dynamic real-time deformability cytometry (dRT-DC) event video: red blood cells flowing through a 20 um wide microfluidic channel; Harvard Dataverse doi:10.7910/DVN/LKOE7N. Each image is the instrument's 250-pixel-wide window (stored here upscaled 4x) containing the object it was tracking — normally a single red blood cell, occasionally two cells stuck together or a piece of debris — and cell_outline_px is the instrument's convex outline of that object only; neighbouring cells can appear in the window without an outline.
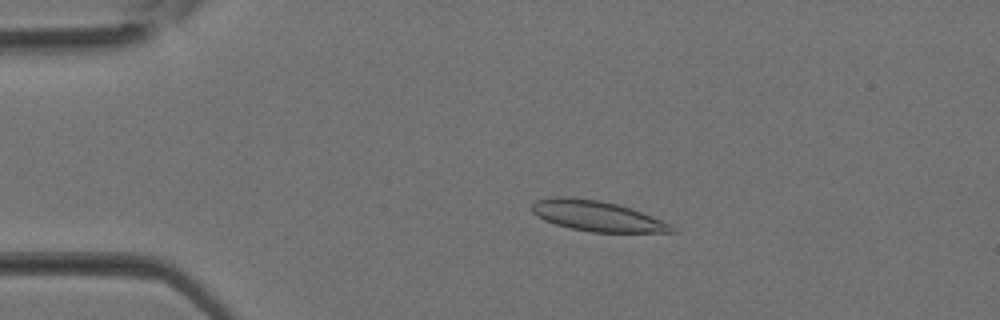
{"species": "Egyptian fruit bat (a non-hibernating species)", "species_latin": "Rousettus aegyptiacus", "temperature_condition": "room temperature", "stored_images_in_passage": 33, "camera_frame_rate_fps": 3000, "um_per_image_px": 0.085, "animal": {"sex": "female"}, "frame": {"image": 1, "passage_image": 7, "time_ms": 2.0, "image_size_px": [1000, 320], "cell_outline_px": [[676, 232], [592, 232], [572, 228], [556, 224], [544, 220], [536, 216], [532, 212], [532, 204], [536, 200], [548, 196], [568, 196], [600, 200], [632, 208], [672, 224], [676, 228]], "centroid_in_image_um": [50.73, 18.34], "position_along_channel_um": 34.3, "area_um2": 24.97}}
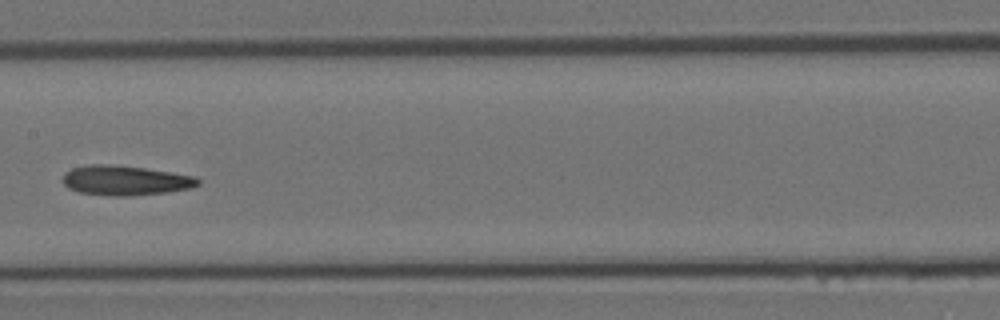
{"frame": {"image": 2, "passage_image": 17, "time_ms": 5.333, "image_size_px": [1000, 320], "cell_outline_px": [[200, 184], [192, 188], [168, 192], [124, 196], [112, 196], [80, 192], [68, 188], [64, 184], [64, 172], [72, 168], [88, 164], [108, 164], [144, 168], [196, 176], [200, 180]], "centroid_in_image_um": [10.67, 15.33], "position_along_channel_um": 196.7, "area_um2": 23.41}}
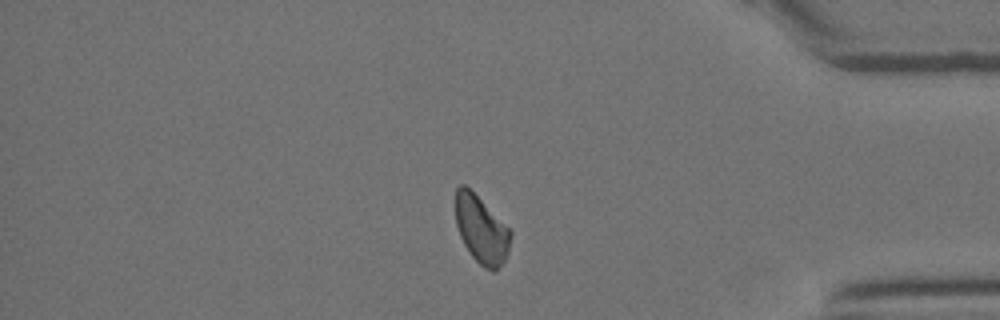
{"frame": {"image": 3, "passage_image": 28, "time_ms": 9.0, "image_size_px": [1000, 320], "cell_outline_px": [[512, 236], [508, 252], [504, 260], [496, 272], [492, 272], [484, 268], [472, 256], [464, 244], [460, 236], [456, 224], [456, 188], [460, 184], [464, 184], [512, 232]], "centroid_in_image_um": [40.91, 19.57], "position_along_channel_um": 394.3, "area_um2": 21.21}}